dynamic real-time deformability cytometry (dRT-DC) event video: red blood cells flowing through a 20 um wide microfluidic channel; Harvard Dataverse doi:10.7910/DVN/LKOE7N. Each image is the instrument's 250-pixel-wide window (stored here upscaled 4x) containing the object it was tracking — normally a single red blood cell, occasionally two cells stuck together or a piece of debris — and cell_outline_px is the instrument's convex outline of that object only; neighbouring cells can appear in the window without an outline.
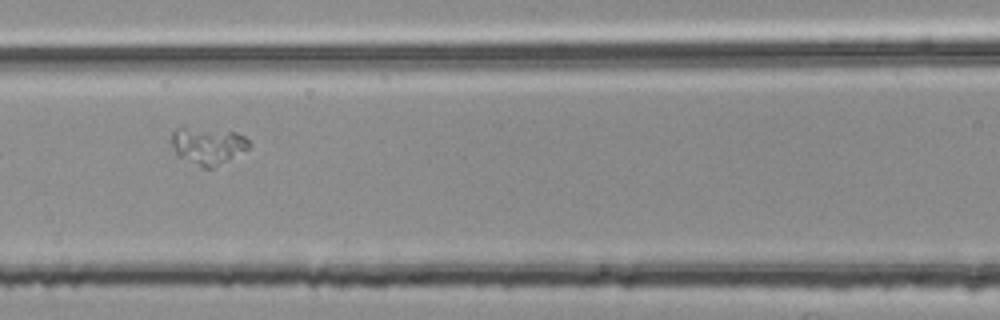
{"species": "common noctule bat (a hibernating species)", "species_latin": "Nyctalus noctula", "temperature_condition": "room temperature", "stored_images_in_passage": 4, "camera_frame_rate_fps": 3000, "um_per_image_px": 0.085, "animal": {"sex": "female", "body_mass_g": 25.1}, "frame": {"image": 1, "passage_image": 4, "time_ms": 1.0, "image_size_px": [1000, 320], "cell_outline_px": [[252, 144], [248, 148], [212, 168], [200, 168], [176, 156], [172, 144], [172, 132], [176, 128], [184, 128], [236, 132], [244, 136]], "centroid_in_image_um": [17.63, 12.41], "position_along_channel_um": 149.0, "area_um2": 16.47}}